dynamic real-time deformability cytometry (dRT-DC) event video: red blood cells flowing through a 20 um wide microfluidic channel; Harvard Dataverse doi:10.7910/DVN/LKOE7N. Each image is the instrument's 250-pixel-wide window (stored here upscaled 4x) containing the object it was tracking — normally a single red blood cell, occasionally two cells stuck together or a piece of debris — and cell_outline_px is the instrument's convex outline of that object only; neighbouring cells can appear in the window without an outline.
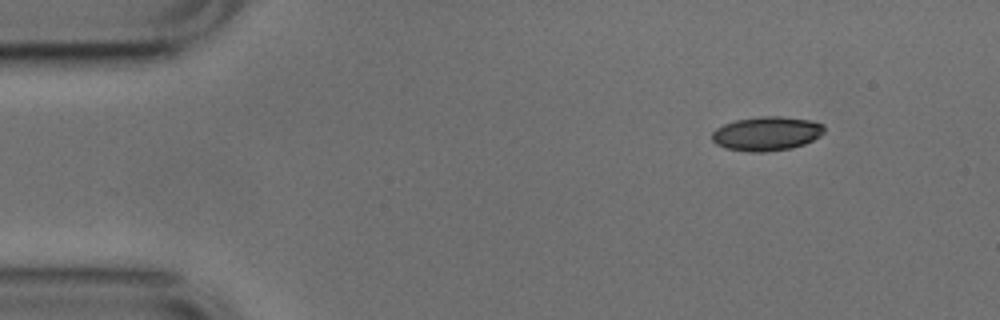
{"species": "common noctule bat (a hibernating species)", "species_latin": "Nyctalus noctula", "temperature_condition": "cold", "stored_images_in_passage": 47, "camera_frame_rate_fps": 3000, "um_per_image_px": 0.085, "animal": {"sex": "male", "body_mass_g": 17.9, "forearm_length_mm": 54.2}, "frame": {"image": 1, "passage_image": 1, "time_ms": 0.0, "image_size_px": [1000, 320], "cell_outline_px": [[824, 132], [820, 136], [804, 144], [788, 148], [764, 152], [752, 152], [724, 148], [716, 144], [712, 140], [712, 132], [716, 128], [724, 124], [736, 120], [760, 116], [780, 116], [812, 120], [824, 124]], "centroid_in_image_um": [65.16, 11.34], "position_along_channel_um": 19.8, "area_um2": 22.31}}
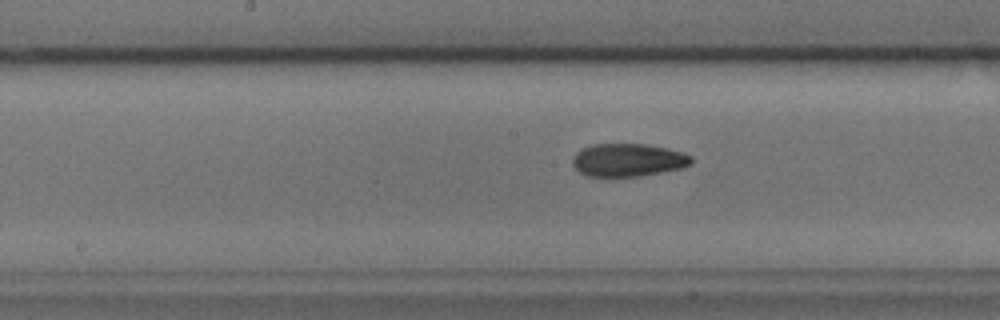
{"frame": {"image": 2, "passage_image": 21, "time_ms": 6.667, "image_size_px": [1000, 320], "cell_outline_px": [[692, 164], [684, 168], [640, 176], [588, 176], [580, 172], [572, 164], [572, 160], [576, 152], [592, 144], [648, 144], [668, 148], [692, 156]], "centroid_in_image_um": [53.41, 13.6], "position_along_channel_um": 194.8, "area_um2": 22.83}}
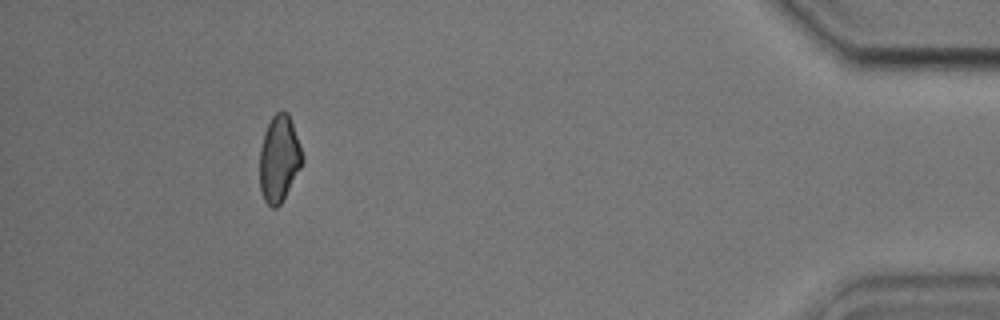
{"frame": {"image": 3, "passage_image": 43, "time_ms": 14.0, "image_size_px": [1000, 320], "cell_outline_px": [[304, 160], [300, 168], [280, 204], [276, 208], [272, 208], [264, 200], [260, 188], [260, 148], [264, 132], [272, 116], [276, 112], [288, 112], [304, 156]], "centroid_in_image_um": [23.72, 13.48], "position_along_channel_um": 411.5, "area_um2": 21.27}, "authors_computed_cell_mechanics": {"area_um2": 22.5998, "velocity_mm_per_s": 3.7858, "shape_relaxation_time_tau1_ms": 5.9827, "shape_relaxation_time_tau2_ms": 2.868, "deformation_change_tau1": 0.1599, "deformation_change_tau2": 0.0877}}